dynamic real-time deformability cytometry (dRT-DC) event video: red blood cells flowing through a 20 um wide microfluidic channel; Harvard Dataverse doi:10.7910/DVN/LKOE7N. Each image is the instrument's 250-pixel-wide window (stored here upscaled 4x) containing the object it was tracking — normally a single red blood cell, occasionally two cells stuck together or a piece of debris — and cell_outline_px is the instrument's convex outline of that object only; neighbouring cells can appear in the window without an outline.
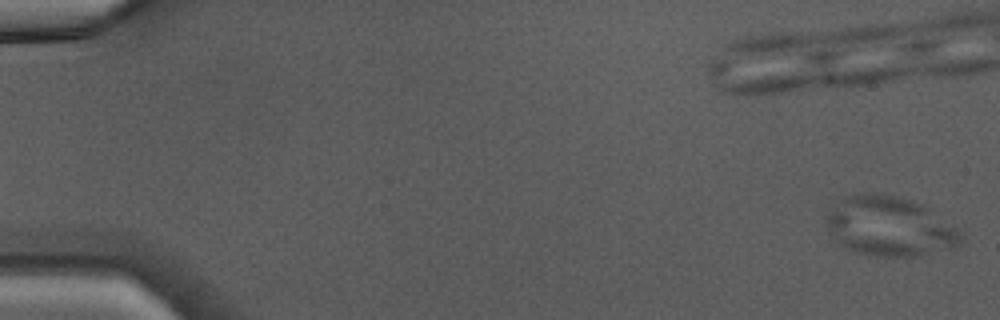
{"species": "Egyptian fruit bat (a non-hibernating species)", "species_latin": "Rousettus aegyptiacus", "temperature_condition": "warm", "stored_images_in_passage": 37, "camera_frame_rate_fps": 3000, "um_per_image_px": 0.085, "animal": {"sex": "male"}, "frame": {"image": 1, "passage_image": 1, "time_ms": 0.0, "image_size_px": [1000, 320], "cell_outline_px": [[964, 236], [956, 244], [916, 256], [868, 256], [852, 252], [844, 248], [832, 236], [824, 224], [824, 220], [840, 200], [844, 196], [852, 192], [868, 192], [900, 196], [924, 204], [964, 232]], "centroid_in_image_um": [75.57, 19.21], "position_along_channel_um": 9.4, "area_um2": 47.05}}